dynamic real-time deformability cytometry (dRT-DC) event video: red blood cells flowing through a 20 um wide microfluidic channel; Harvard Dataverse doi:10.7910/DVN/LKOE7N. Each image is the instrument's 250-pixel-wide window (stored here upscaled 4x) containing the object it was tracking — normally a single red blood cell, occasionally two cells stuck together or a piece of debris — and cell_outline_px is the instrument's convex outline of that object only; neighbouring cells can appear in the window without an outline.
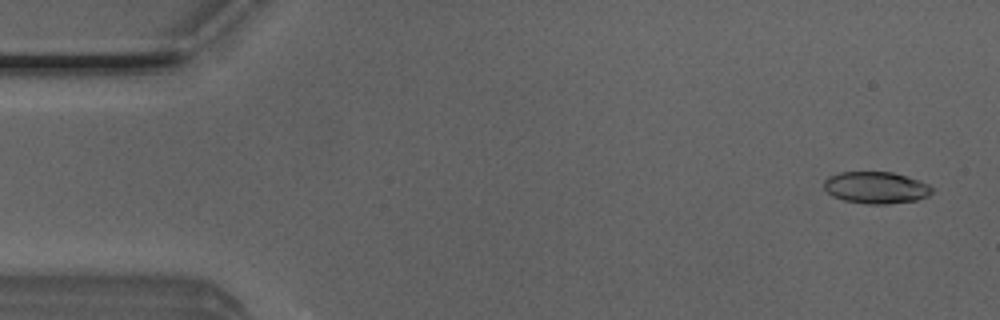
{"species": "Egyptian fruit bat (a non-hibernating species)", "species_latin": "Rousettus aegyptiacus", "temperature_condition": "room temperature", "stored_images_in_passage": 50, "camera_frame_rate_fps": 3000, "um_per_image_px": 0.085, "animal": {"sex": "male"}, "frame": {"image": 1, "passage_image": 2, "time_ms": 0.333, "image_size_px": [1000, 320], "cell_outline_px": [[932, 192], [928, 196], [916, 200], [888, 204], [868, 204], [844, 200], [832, 196], [824, 188], [824, 180], [840, 172], [892, 172], [928, 184], [932, 188]], "centroid_in_image_um": [74.45, 15.95], "position_along_channel_um": 10.6, "area_um2": 19.77}}
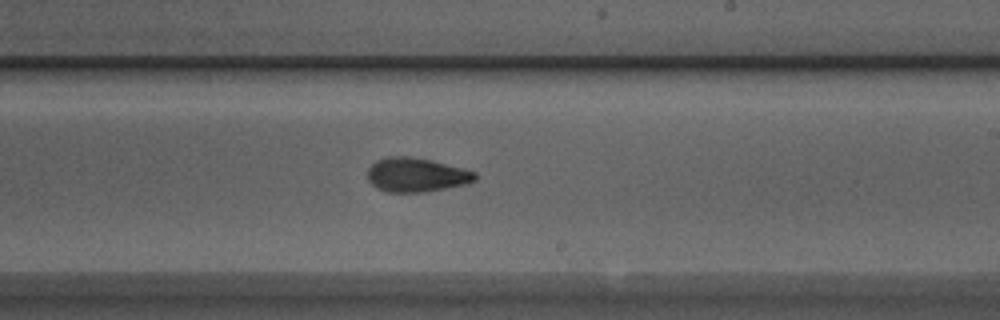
{"frame": {"image": 2, "passage_image": 29, "time_ms": 9.333, "image_size_px": [1000, 320], "cell_outline_px": [[476, 180], [468, 184], [420, 192], [388, 192], [376, 188], [368, 180], [368, 168], [376, 160], [388, 156], [408, 156], [432, 160], [464, 168], [476, 172]], "centroid_in_image_um": [35.39, 14.85], "position_along_channel_um": 253.6, "area_um2": 21.44}}
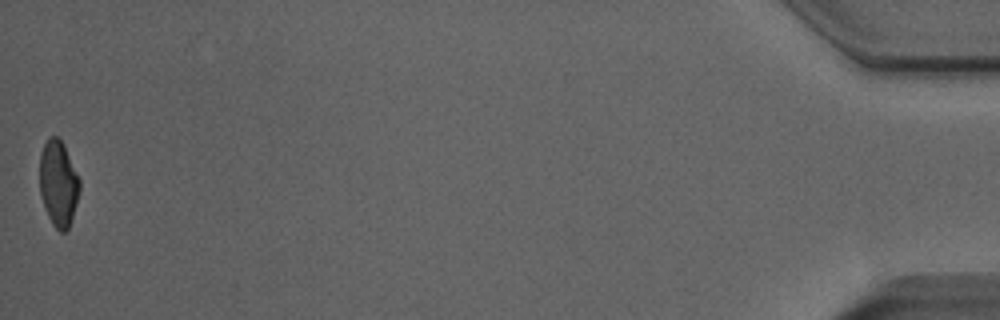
{"frame": {"image": 3, "passage_image": 50, "time_ms": 16.333, "image_size_px": [1000, 320], "cell_outline_px": [[80, 192], [68, 228], [64, 232], [60, 232], [52, 224], [44, 208], [40, 192], [40, 152], [48, 136], [56, 136], [64, 144], [80, 180]], "centroid_in_image_um": [4.95, 15.57], "position_along_channel_um": 430.2, "area_um2": 20.0}, "authors_computed_cell_mechanics": {"area_um2": 20.8369, "velocity_mm_per_s": 4.0273, "shape_relaxation_time_tau1_ms": 4.7296, "shape_relaxation_time_tau2_ms": 2.6416, "deformation_change_tau1": 0.1688, "deformation_change_tau2": 0.0858}}